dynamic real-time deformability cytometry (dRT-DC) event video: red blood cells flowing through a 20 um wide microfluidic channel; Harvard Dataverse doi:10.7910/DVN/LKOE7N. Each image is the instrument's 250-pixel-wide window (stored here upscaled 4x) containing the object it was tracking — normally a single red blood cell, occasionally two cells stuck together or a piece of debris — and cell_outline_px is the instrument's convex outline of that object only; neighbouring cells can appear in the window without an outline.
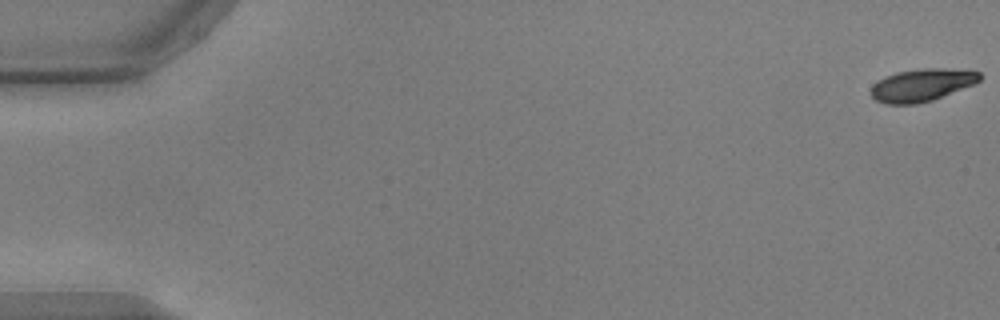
{"species": "common noctule bat (a hibernating species)", "species_latin": "Nyctalus noctula", "temperature_condition": "warm", "stored_images_in_passage": 56, "camera_frame_rate_fps": 3000, "um_per_image_px": 0.085, "animal": {"sex": "male", "body_mass_g": 17.9, "forearm_length_mm": 54.2}, "frame": {"image": 1, "passage_image": 1, "time_ms": 0.0, "image_size_px": [1000, 320], "cell_outline_px": [[980, 80], [972, 84], [932, 100], [916, 104], [884, 104], [876, 100], [868, 92], [872, 84], [884, 76], [896, 72], [924, 68], [940, 68], [980, 72]], "centroid_in_image_um": [78.25, 7.23], "position_along_channel_um": 6.7, "area_um2": 20.46}}
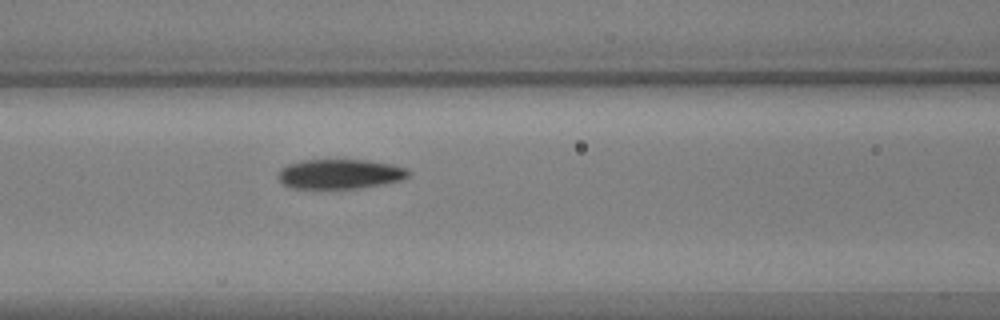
{"frame": {"image": 2, "passage_image": 24, "time_ms": 7.667, "image_size_px": [1000, 320], "cell_outline_px": [[412, 172], [408, 176], [400, 180], [384, 184], [360, 188], [292, 188], [284, 184], [276, 176], [280, 168], [288, 164], [300, 160], [368, 160], [392, 164], [408, 168]], "centroid_in_image_um": [28.9, 14.78], "position_along_channel_um": 137.7, "area_um2": 22.72}}
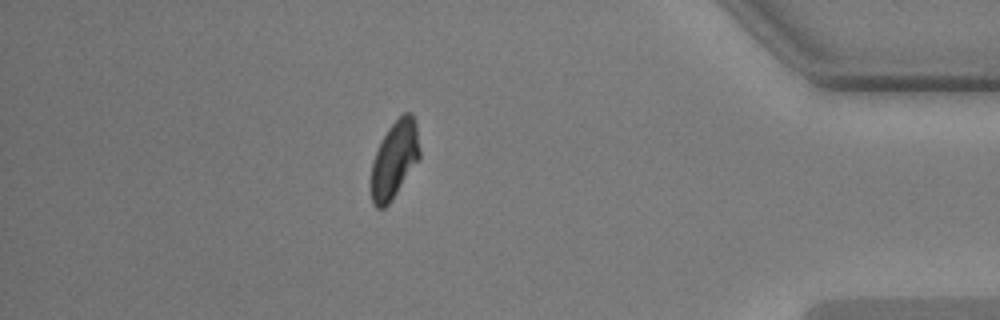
{"frame": {"image": 3, "passage_image": 48, "time_ms": 15.667, "image_size_px": [1000, 320], "cell_outline_px": [[420, 156], [388, 204], [384, 208], [376, 208], [372, 204], [372, 160], [388, 128], [404, 112], [412, 112], [416, 124], [420, 148]], "centroid_in_image_um": [33.53, 13.53], "position_along_channel_um": 401.7, "area_um2": 21.21}}